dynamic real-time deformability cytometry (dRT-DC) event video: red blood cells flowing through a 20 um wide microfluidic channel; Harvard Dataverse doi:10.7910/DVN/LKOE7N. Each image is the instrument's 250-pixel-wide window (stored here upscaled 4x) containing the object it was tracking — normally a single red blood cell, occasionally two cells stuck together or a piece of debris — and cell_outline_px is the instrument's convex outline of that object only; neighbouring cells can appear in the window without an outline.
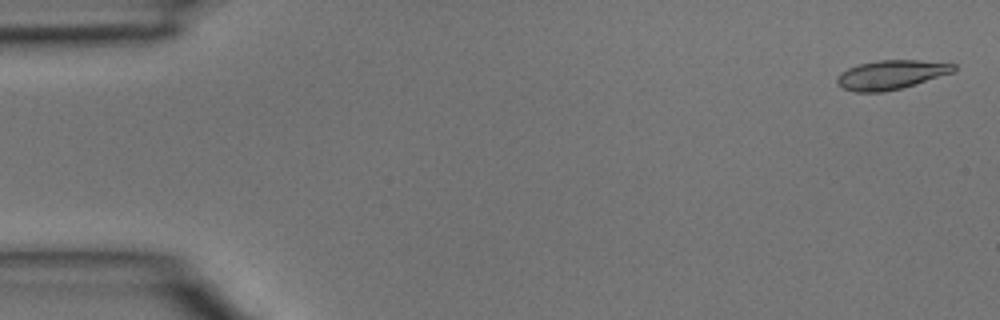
{"species": "common noctule bat (a hibernating species)", "species_latin": "Nyctalus noctula", "temperature_condition": "room temperature", "stored_images_in_passage": 12, "camera_frame_rate_fps": 3000, "um_per_image_px": 0.085, "animal": {"sex": "male", "body_mass_g": 15.6}, "frame": {"image": 1, "passage_image": 1, "time_ms": 0.0, "image_size_px": [1000, 320], "cell_outline_px": [[956, 68], [952, 72], [900, 88], [884, 92], [856, 92], [844, 88], [836, 84], [836, 76], [840, 72], [848, 68], [860, 64], [880, 60], [916, 60], [956, 64]], "centroid_in_image_um": [75.67, 6.35], "position_along_channel_um": 9.3, "area_um2": 19.48}}
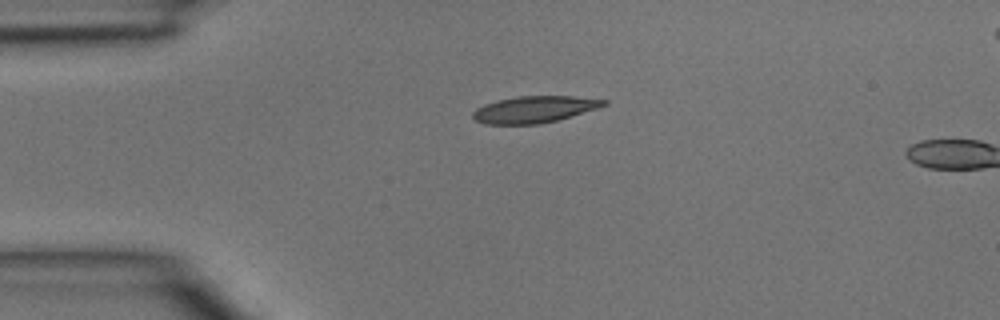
{"frame": {"image": 2, "passage_image": 10, "time_ms": 3.0, "image_size_px": [1000, 320], "cell_outline_px": [[608, 104], [596, 108], [556, 120], [540, 124], [484, 124], [476, 120], [472, 116], [472, 112], [476, 108], [484, 104], [496, 100], [520, 96], [572, 96], [608, 100]], "centroid_in_image_um": [45.37, 9.29], "position_along_channel_um": 39.6, "area_um2": 20.17}}